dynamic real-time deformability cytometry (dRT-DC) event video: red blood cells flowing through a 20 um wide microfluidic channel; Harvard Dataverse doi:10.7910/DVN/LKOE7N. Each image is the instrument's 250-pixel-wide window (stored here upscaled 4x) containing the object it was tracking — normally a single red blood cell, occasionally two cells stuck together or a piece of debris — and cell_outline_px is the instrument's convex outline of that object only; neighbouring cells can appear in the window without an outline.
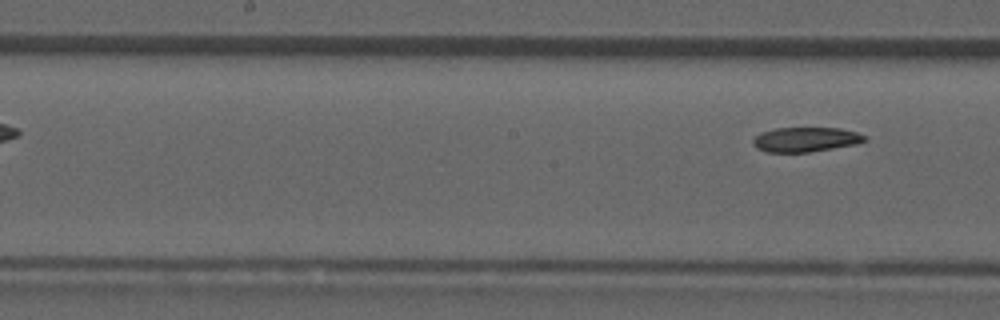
{"species": "common noctule bat (a hibernating species)", "species_latin": "Nyctalus noctula", "temperature_condition": "room temperature", "stored_images_in_passage": 7, "camera_frame_rate_fps": 3000, "um_per_image_px": 0.085, "animal": {"sex": "male", "forearm_length_mm": 52.5}, "frame": {"image": 1, "passage_image": 7, "time_ms": 2.0, "image_size_px": [1000, 320], "cell_outline_px": [[868, 140], [856, 144], [808, 152], [768, 152], [756, 148], [752, 144], [752, 140], [760, 132], [776, 128], [840, 128], [856, 132], [868, 136]], "centroid_in_image_um": [68.48, 11.85], "position_along_channel_um": 179.7, "area_um2": 16.07}}